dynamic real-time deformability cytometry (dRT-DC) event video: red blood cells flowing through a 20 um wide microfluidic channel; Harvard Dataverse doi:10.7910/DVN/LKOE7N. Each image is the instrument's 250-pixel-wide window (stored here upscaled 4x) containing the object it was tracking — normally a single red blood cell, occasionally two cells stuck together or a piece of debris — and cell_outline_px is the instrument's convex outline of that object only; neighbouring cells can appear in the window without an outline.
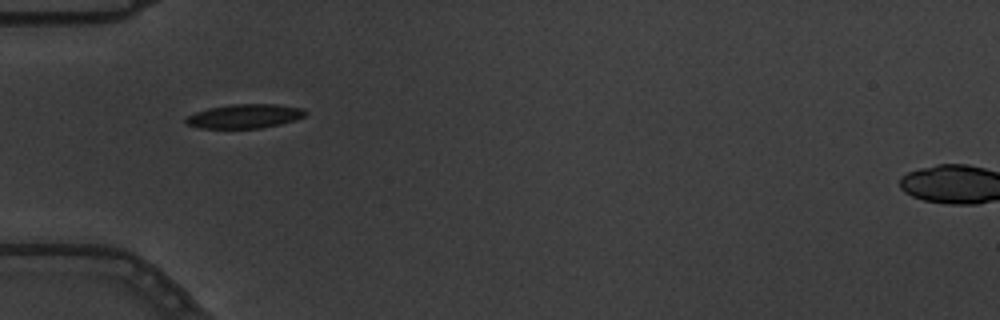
{"species": "common noctule bat (a hibernating species)", "species_latin": "Nyctalus noctula", "temperature_condition": "warm", "stored_images_in_passage": 5, "segment_of_instrument_passage": [2, 2], "camera_frame_rate_fps": 3000, "um_per_image_px": 0.085, "animal": {"sex": "male", "body_mass_g": 19.5, "forearm_length_mm": 54.6}, "frame": {"image": 1, "passage_image": 4, "time_ms": 1.0, "image_size_px": [1000, 320], "cell_outline_px": [[308, 112], [304, 116], [296, 120], [280, 124], [260, 128], [200, 128], [188, 124], [184, 120], [188, 116], [196, 112], [208, 108], [232, 104], [276, 104], [304, 108]], "centroid_in_image_um": [20.84, 9.87], "position_along_channel_um": 64.2, "area_um2": 16.76}}